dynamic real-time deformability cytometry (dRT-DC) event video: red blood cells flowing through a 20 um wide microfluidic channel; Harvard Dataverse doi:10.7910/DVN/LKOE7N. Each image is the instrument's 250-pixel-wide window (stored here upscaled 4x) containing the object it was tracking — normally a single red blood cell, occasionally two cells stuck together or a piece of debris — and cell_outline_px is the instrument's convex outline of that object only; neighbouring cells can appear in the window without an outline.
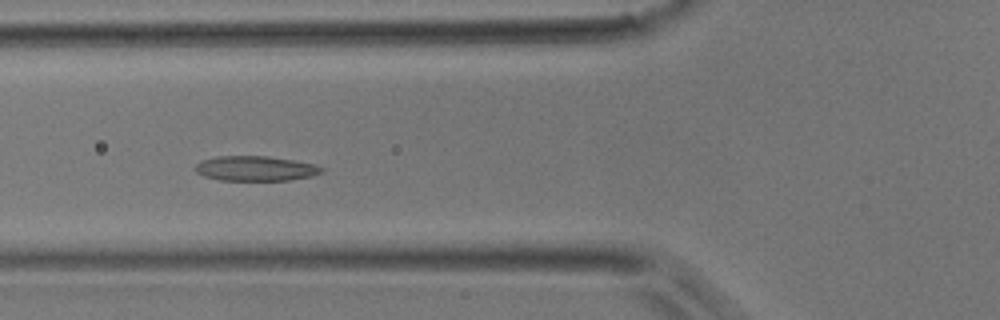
{"species": "common noctule bat (a hibernating species)", "species_latin": "Nyctalus noctula", "temperature_condition": "room temperature", "stored_images_in_passage": 44, "camera_frame_rate_fps": 3000, "um_per_image_px": 0.085, "animal": {"sex": "male", "body_mass_g": 17.9}, "frame": {"image": 1, "passage_image": 16, "time_ms": 5.0, "image_size_px": [1000, 320], "cell_outline_px": [[324, 172], [312, 176], [288, 180], [220, 180], [204, 176], [196, 172], [196, 164], [200, 160], [216, 156], [268, 156], [316, 164], [324, 168]], "centroid_in_image_um": [21.73, 14.31], "position_along_channel_um": 104.1, "area_um2": 18.38}}
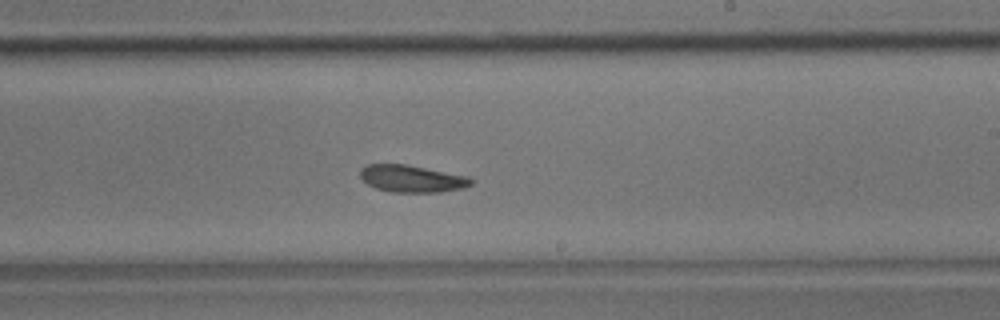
{"frame": {"image": 2, "passage_image": 26, "time_ms": 8.333, "image_size_px": [1000, 320], "cell_outline_px": [[476, 180], [472, 184], [464, 188], [440, 192], [392, 192], [376, 188], [368, 184], [360, 176], [360, 168], [368, 164], [408, 164], [468, 176]], "centroid_in_image_um": [35.05, 15.18], "position_along_channel_um": 254.0, "area_um2": 17.69}}
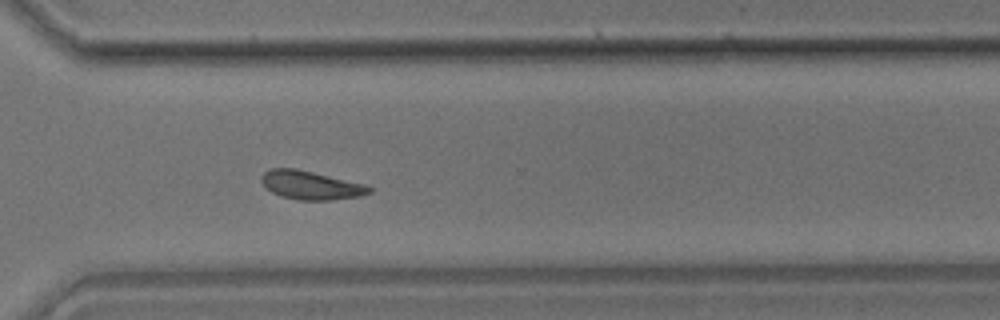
{"frame": {"image": 3, "passage_image": 32, "time_ms": 10.333, "image_size_px": [1000, 320], "cell_outline_px": [[372, 192], [360, 196], [332, 200], [296, 200], [280, 196], [272, 192], [260, 180], [260, 176], [264, 172], [272, 168], [296, 168], [364, 184], [372, 188]], "centroid_in_image_um": [26.4, 15.75], "position_along_channel_um": 344.2, "area_um2": 17.92}}